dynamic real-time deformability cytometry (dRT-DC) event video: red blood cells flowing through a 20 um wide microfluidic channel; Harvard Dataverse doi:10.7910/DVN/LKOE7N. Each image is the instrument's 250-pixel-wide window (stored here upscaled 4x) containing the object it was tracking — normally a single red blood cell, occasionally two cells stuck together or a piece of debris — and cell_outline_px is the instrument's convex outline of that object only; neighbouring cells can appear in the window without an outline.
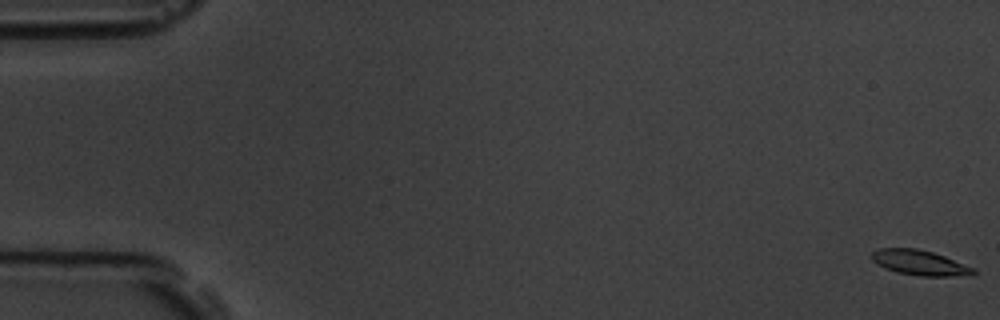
{"species": "common noctule bat (a hibernating species)", "species_latin": "Nyctalus noctula", "temperature_condition": "room temperature", "stored_images_in_passage": 59, "camera_frame_rate_fps": 3000, "um_per_image_px": 0.085, "animal": {"sex": "male", "body_mass_g": 19.5, "forearm_length_mm": 54.6}, "frame": {"image": 1, "passage_image": 1, "time_ms": 0.0, "image_size_px": [1000, 320], "cell_outline_px": [[976, 272], [972, 276], [920, 276], [896, 272], [876, 264], [872, 260], [872, 252], [880, 248], [916, 248], [932, 252], [944, 256], [976, 268]], "centroid_in_image_um": [78.22, 22.34], "position_along_channel_um": 6.8, "area_um2": 14.97}}
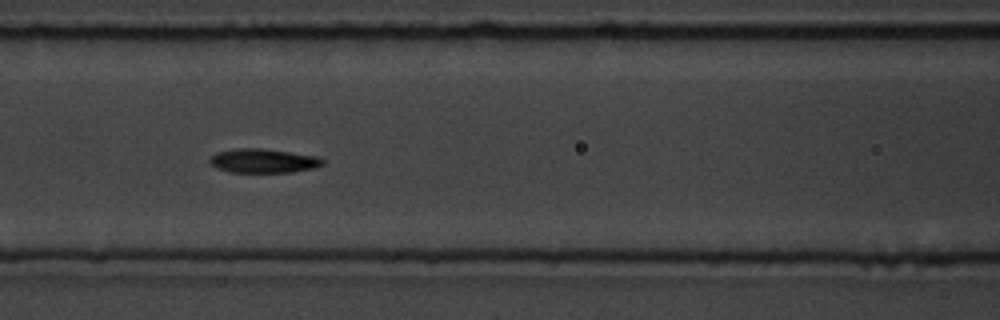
{"frame": {"image": 2, "passage_image": 26, "time_ms": 8.333, "image_size_px": [1000, 320], "cell_outline_px": [[324, 164], [316, 168], [292, 172], [228, 172], [216, 168], [208, 160], [216, 152], [236, 148], [260, 148], [316, 156], [324, 160]], "centroid_in_image_um": [22.37, 13.67], "position_along_channel_um": 144.2, "area_um2": 15.84}}
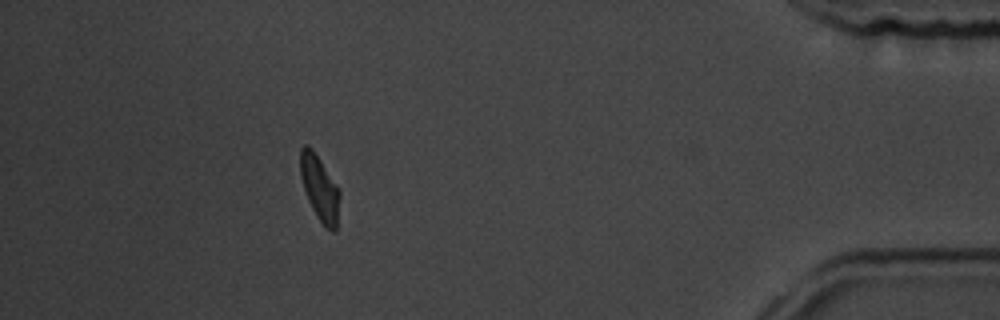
{"frame": {"image": 3, "passage_image": 53, "time_ms": 17.333, "image_size_px": [1000, 320], "cell_outline_px": [[340, 196], [336, 228], [332, 232], [324, 228], [316, 216], [308, 200], [300, 176], [300, 148], [304, 144], [308, 144], [312, 148], [340, 188]], "centroid_in_image_um": [27.17, 15.98], "position_along_channel_um": 408.0, "area_um2": 15.2}, "authors_computed_cell_mechanics": {"area_um2": 15.2014, "velocity_mm_per_s": 3.5298, "shape_relaxation_time_tau1_ms": 2.2628, "shape_relaxation_time_tau2_ms": null, "deformation_change_tau1": 0.1381, "deformation_change_tau2": null}}